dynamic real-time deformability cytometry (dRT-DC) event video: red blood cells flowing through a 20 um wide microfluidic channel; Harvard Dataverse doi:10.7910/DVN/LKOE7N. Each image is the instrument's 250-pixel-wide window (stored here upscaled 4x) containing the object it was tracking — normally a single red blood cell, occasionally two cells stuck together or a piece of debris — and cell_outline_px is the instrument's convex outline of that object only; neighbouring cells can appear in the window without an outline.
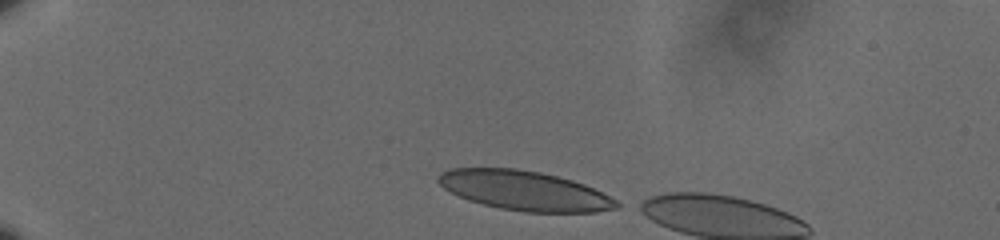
{"species": "human", "species_latin": "Homo sapiens", "temperature_condition": "cold", "stored_images_in_passage": 6, "camera_frame_rate_fps": 3000, "um_per_image_px": 0.085, "donor": {"sex": "male"}, "frame": {"image": 1, "passage_image": 1, "time_ms": 0.0, "image_size_px": [1000, 240], "cell_outline_px": [[624, 204], [620, 208], [596, 212], [524, 212], [500, 208], [468, 200], [444, 188], [436, 180], [436, 176], [440, 172], [448, 168], [516, 168], [540, 172], [572, 180], [584, 184]], "centroid_in_image_um": [44.58, 16.2], "position_along_channel_um": 40.4, "area_um2": 41.1}}